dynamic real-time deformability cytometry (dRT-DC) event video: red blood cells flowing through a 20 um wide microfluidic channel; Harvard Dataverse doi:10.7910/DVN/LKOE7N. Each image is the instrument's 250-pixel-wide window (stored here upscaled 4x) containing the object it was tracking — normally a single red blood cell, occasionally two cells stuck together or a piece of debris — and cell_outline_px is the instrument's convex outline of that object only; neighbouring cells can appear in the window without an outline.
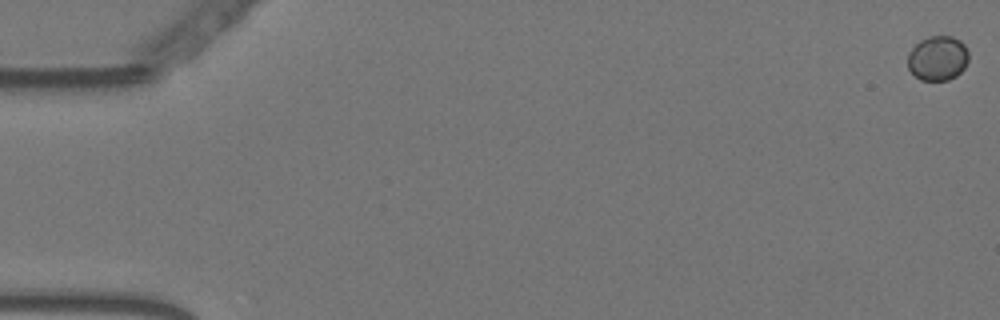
{"species": "Egyptian fruit bat (a non-hibernating species)", "species_latin": "Rousettus aegyptiacus", "temperature_condition": "warm", "stored_images_in_passage": 59, "camera_frame_rate_fps": 3000, "um_per_image_px": 0.085, "animal": {"sex": "female"}, "frame": {"image": 1, "passage_image": 1, "time_ms": 0.0, "image_size_px": [1000, 320], "cell_outline_px": [[968, 60], [964, 68], [956, 76], [948, 80], [920, 80], [908, 68], [908, 52], [920, 40], [928, 36], [952, 36], [960, 40], [964, 44], [968, 52]], "centroid_in_image_um": [79.71, 4.94], "position_along_channel_um": 5.3, "area_um2": 15.9}}
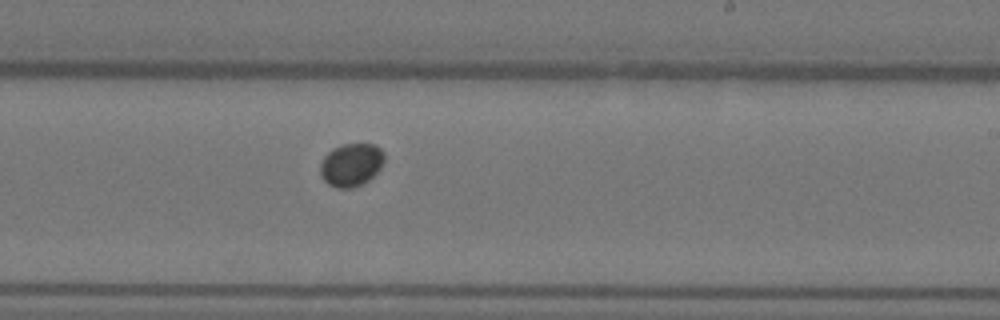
{"frame": {"image": 2, "passage_image": 36, "time_ms": 11.667, "image_size_px": [1000, 320], "cell_outline_px": [[384, 160], [380, 168], [368, 180], [352, 188], [336, 188], [328, 184], [324, 180], [320, 172], [320, 164], [324, 156], [332, 148], [340, 144], [376, 144], [384, 152]], "centroid_in_image_um": [29.84, 13.99], "position_along_channel_um": 259.2, "area_um2": 16.07}}
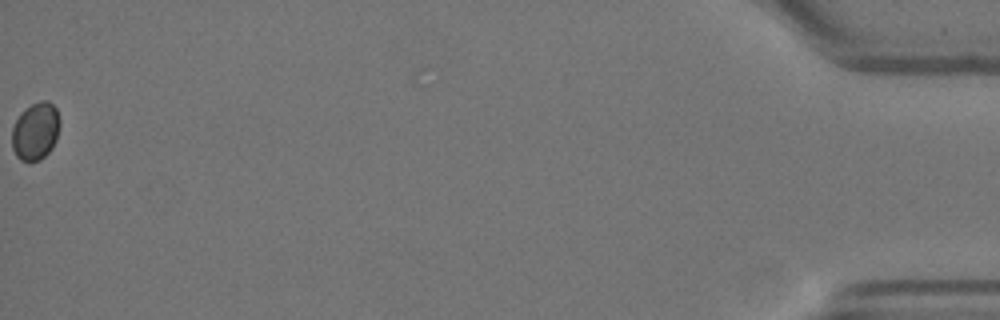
{"frame": {"image": 3, "passage_image": 59, "time_ms": 19.333, "image_size_px": [1000, 320], "cell_outline_px": [[60, 124], [56, 140], [52, 148], [40, 160], [20, 160], [16, 156], [12, 148], [12, 128], [20, 112], [24, 108], [40, 100], [48, 100], [56, 108], [60, 116]], "centroid_in_image_um": [3.02, 11.12], "position_along_channel_um": 432.2, "area_um2": 16.24}}